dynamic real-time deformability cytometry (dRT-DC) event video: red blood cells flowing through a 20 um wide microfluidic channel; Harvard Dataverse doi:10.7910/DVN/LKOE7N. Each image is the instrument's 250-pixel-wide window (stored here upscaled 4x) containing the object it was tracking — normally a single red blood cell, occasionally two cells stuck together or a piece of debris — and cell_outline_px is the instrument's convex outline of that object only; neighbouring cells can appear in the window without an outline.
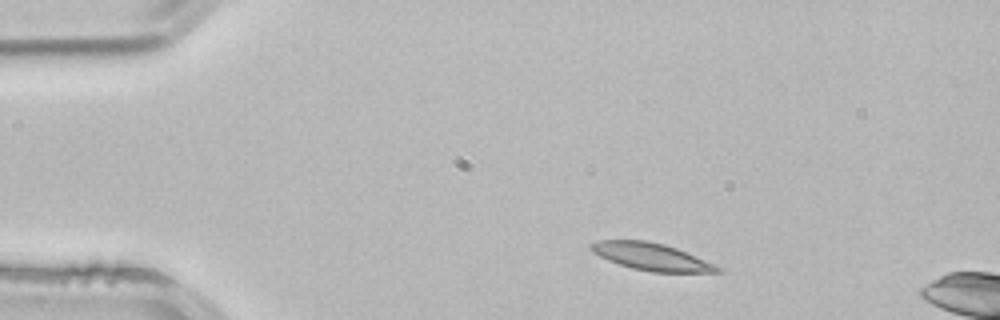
{"species": "common noctule bat (a hibernating species)", "species_latin": "Nyctalus noctula", "temperature_condition": "room temperature", "stored_images_in_passage": 3, "camera_frame_rate_fps": 3000, "um_per_image_px": 0.085, "animal": {"sex": "male", "body_mass_g": 21.5, "forearm_length_mm": 52.0}, "frame": {"image": 1, "passage_image": 1, "time_ms": 0.0, "image_size_px": [1000, 320], "cell_outline_px": [[724, 272], [652, 272], [632, 268], [608, 260], [592, 252], [588, 248], [588, 244], [600, 240], [644, 240], [664, 244], [676, 248], [716, 264], [724, 268]], "centroid_in_image_um": [55.38, 21.82], "position_along_channel_um": 29.6, "area_um2": 20.17}}